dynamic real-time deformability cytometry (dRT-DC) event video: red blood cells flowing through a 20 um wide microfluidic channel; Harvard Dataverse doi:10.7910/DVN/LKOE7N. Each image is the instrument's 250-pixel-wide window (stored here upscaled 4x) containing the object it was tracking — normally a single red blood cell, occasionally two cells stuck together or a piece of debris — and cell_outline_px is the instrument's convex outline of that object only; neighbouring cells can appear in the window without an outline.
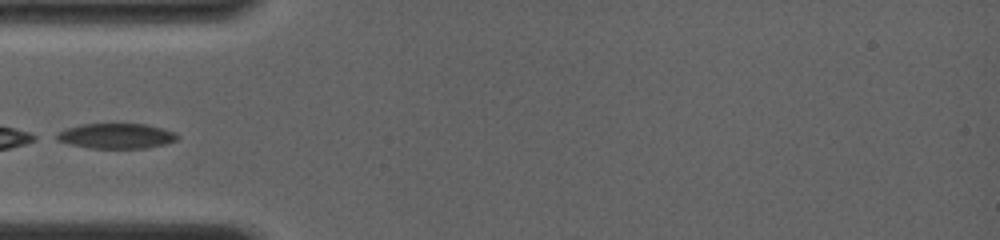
{"species": "common noctule bat (a hibernating species)", "species_latin": "Nyctalus noctula", "temperature_condition": "room temperature", "stored_images_in_passage": 42, "camera_frame_rate_fps": 4000, "um_per_image_px": 0.085, "animal": {"sex": "female", "body_mass_g": 19.0, "forearm_length_mm": 56.7}, "frame": {"image": 1, "passage_image": 1, "time_ms": 0.0, "image_size_px": [1000, 240], "cell_outline_px": [[180, 136], [176, 140], [164, 144], [144, 148], [92, 148], [68, 144], [56, 140], [48, 136], [64, 128], [80, 124], [148, 124], [176, 132]], "centroid_in_image_um": [9.78, 11.55], "position_along_channel_um": 75.2, "area_um2": 18.09}}
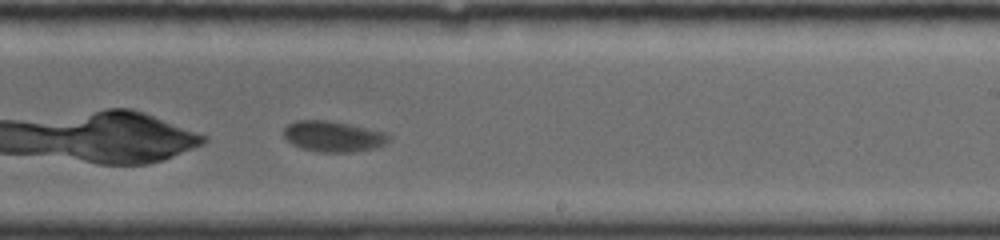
{"frame": {"image": 2, "passage_image": 21, "time_ms": 4.75, "image_size_px": [1000, 240], "cell_outline_px": [[392, 140], [376, 148], [352, 152], [320, 152], [304, 148], [292, 144], [284, 136], [284, 128], [288, 124], [296, 120], [328, 120], [348, 124], [384, 132]], "centroid_in_image_um": [28.33, 11.59], "position_along_channel_um": 260.7, "area_um2": 18.67}}
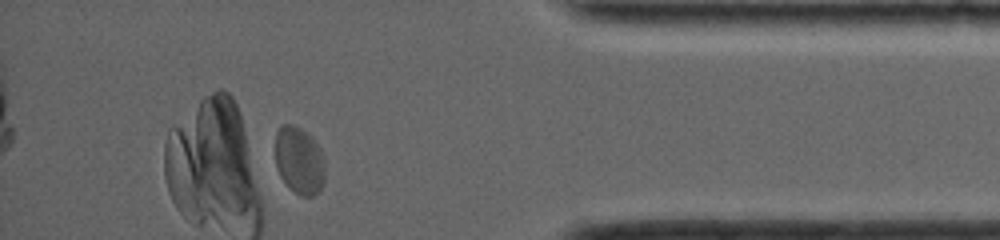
{"frame": {"image": 3, "passage_image": 40, "time_ms": 9.0, "image_size_px": [1000, 240], "cell_outline_px": [[324, 184], [312, 196], [300, 196], [288, 188], [280, 176], [276, 168], [276, 132], [284, 124], [292, 124], [308, 132], [312, 136], [320, 148], [324, 156]], "centroid_in_image_um": [25.44, 13.64], "position_along_channel_um": 409.8, "area_um2": 19.77}}